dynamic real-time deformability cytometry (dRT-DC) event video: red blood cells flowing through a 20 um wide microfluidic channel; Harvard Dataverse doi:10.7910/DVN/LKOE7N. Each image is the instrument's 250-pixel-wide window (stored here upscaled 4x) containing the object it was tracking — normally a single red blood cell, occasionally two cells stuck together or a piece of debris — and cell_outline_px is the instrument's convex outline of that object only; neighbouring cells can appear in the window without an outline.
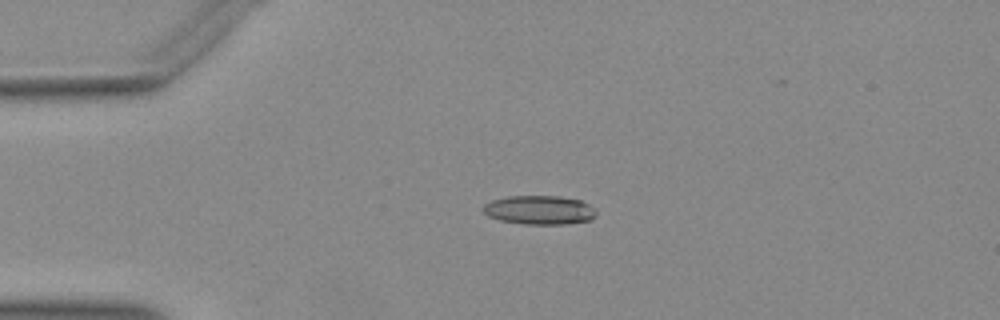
{"species": "Egyptian fruit bat (a non-hibernating species)", "species_latin": "Rousettus aegyptiacus", "temperature_condition": "warm", "stored_images_in_passage": 20, "camera_frame_rate_fps": 3000, "um_per_image_px": 0.085, "animal": {"sex": "female"}, "frame": {"image": 1, "passage_image": 1, "time_ms": 0.0, "image_size_px": [1000, 320], "cell_outline_px": [[596, 216], [588, 220], [564, 224], [524, 224], [500, 220], [488, 216], [484, 212], [484, 204], [492, 200], [508, 196], [560, 196], [580, 200], [588, 204], [596, 212]], "centroid_in_image_um": [45.84, 17.84], "position_along_channel_um": 39.2, "area_um2": 18.9}}
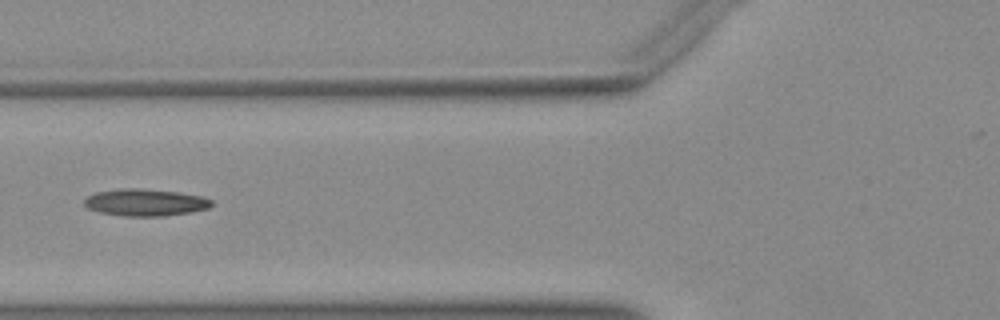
{"frame": {"image": 2, "passage_image": 9, "time_ms": 2.667, "image_size_px": [1000, 320], "cell_outline_px": [[212, 204], [208, 208], [192, 212], [164, 216], [124, 216], [100, 212], [88, 208], [84, 204], [84, 200], [88, 196], [96, 192], [120, 188], [140, 188], [176, 192], [200, 196], [212, 200]], "centroid_in_image_um": [12.33, 17.21], "position_along_channel_um": 113.5, "area_um2": 19.94}}
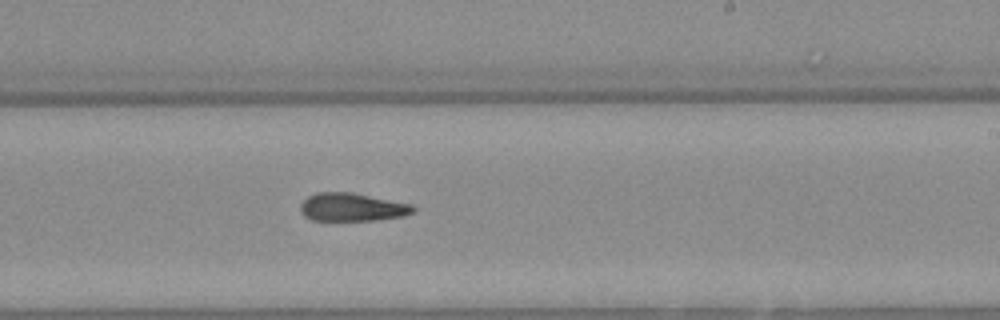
{"frame": {"image": 3, "passage_image": 20, "time_ms": 6.333, "image_size_px": [1000, 320], "cell_outline_px": [[416, 208], [412, 212], [404, 216], [376, 220], [312, 220], [304, 216], [300, 212], [300, 204], [308, 196], [316, 192], [352, 192], [412, 204]], "centroid_in_image_um": [29.91, 17.6], "position_along_channel_um": 259.1, "area_um2": 18.55}}